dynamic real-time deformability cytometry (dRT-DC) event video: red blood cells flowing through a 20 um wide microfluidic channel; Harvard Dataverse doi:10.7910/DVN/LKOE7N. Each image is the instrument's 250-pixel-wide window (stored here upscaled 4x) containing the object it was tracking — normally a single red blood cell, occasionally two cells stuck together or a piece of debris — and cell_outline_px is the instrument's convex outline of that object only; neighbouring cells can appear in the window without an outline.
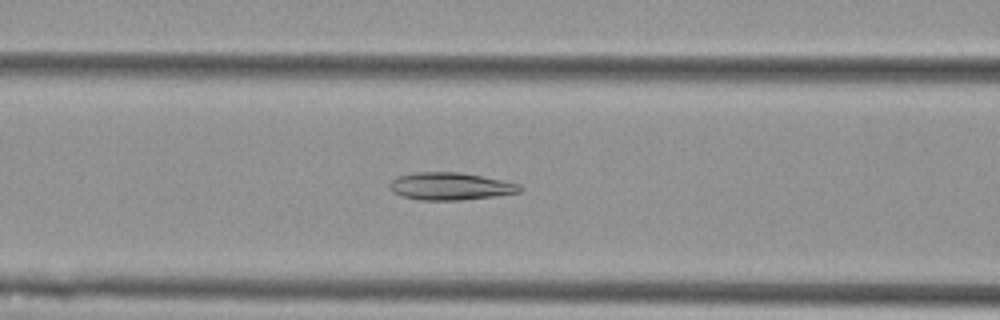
{"species": "Egyptian fruit bat (a non-hibernating species)", "species_latin": "Rousettus aegyptiacus", "temperature_condition": "cold", "stored_images_in_passage": 48, "camera_frame_rate_fps": 3000, "um_per_image_px": 0.085, "animal": {"sex": "female"}, "frame": {"image": 1, "passage_image": 17, "time_ms": 5.333, "image_size_px": [1000, 320], "cell_outline_px": [[524, 188], [520, 192], [492, 196], [460, 200], [420, 200], [400, 196], [392, 192], [388, 188], [388, 184], [396, 176], [416, 172], [460, 172], [520, 184]], "centroid_in_image_um": [38.21, 15.83], "position_along_channel_um": 128.4, "area_um2": 20.87}}
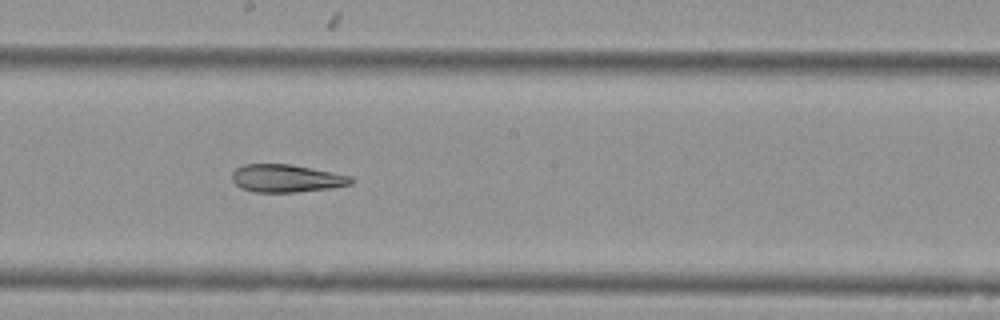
{"frame": {"image": 2, "passage_image": 25, "time_ms": 8.0, "image_size_px": [1000, 320], "cell_outline_px": [[352, 184], [332, 188], [296, 192], [252, 192], [240, 188], [232, 180], [232, 172], [236, 168], [244, 164], [292, 164], [352, 176]], "centroid_in_image_um": [24.33, 15.16], "position_along_channel_um": 223.9, "area_um2": 19.36}}
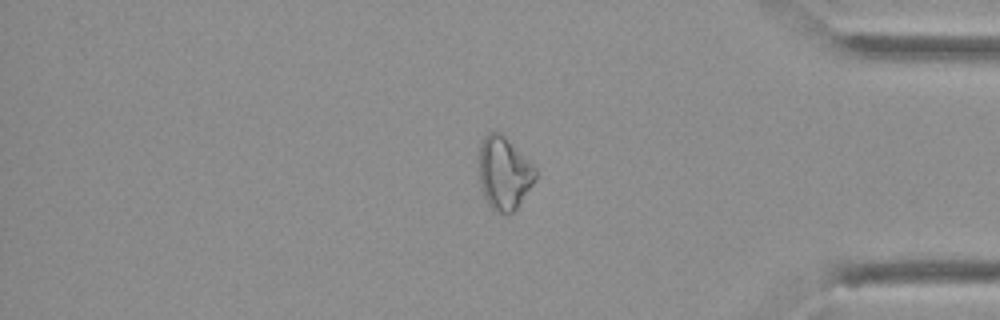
{"frame": {"image": 3, "passage_image": 41, "time_ms": 13.333, "image_size_px": [1000, 320], "cell_outline_px": [[536, 180], [516, 208], [508, 216], [504, 216], [496, 212], [484, 200], [476, 172], [480, 144], [484, 136], [488, 132], [504, 132], [536, 168]], "centroid_in_image_um": [42.8, 14.7], "position_along_channel_um": 392.4, "area_um2": 25.09}, "authors_computed_cell_mechanics": {"area_um2": 22.6865, "velocity_mm_per_s": 3.5977, "shape_relaxation_time_tau1_ms": null, "shape_relaxation_time_tau2_ms": 7.1328, "deformation_change_tau1": null, "deformation_change_tau2": 0.151}}